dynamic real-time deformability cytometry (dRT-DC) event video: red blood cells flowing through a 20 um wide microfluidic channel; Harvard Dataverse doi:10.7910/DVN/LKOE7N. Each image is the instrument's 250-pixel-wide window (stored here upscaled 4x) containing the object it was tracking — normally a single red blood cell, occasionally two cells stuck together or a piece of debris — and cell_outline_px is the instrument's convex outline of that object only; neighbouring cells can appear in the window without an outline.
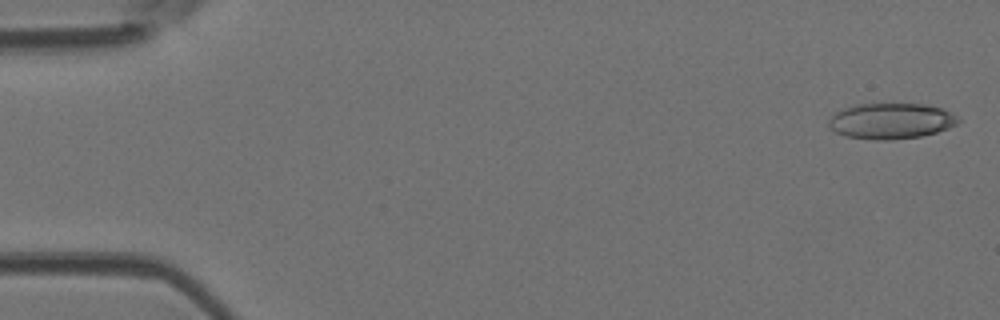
{"species": "Egyptian fruit bat (a non-hibernating species)", "species_latin": "Rousettus aegyptiacus", "temperature_condition": "room temperature", "stored_images_in_passage": 6, "camera_frame_rate_fps": 3000, "um_per_image_px": 0.085, "animal": {"sex": "female"}, "frame": {"image": 1, "passage_image": 1, "time_ms": 0.0, "image_size_px": [1000, 320], "cell_outline_px": [[960, 120], [956, 124], [948, 128], [936, 132], [920, 136], [892, 140], [872, 140], [844, 136], [836, 132], [828, 124], [828, 120], [836, 112], [852, 104], [924, 104], [940, 108], [952, 112]], "centroid_in_image_um": [75.72, 10.29], "position_along_channel_um": 9.3, "area_um2": 26.99}}
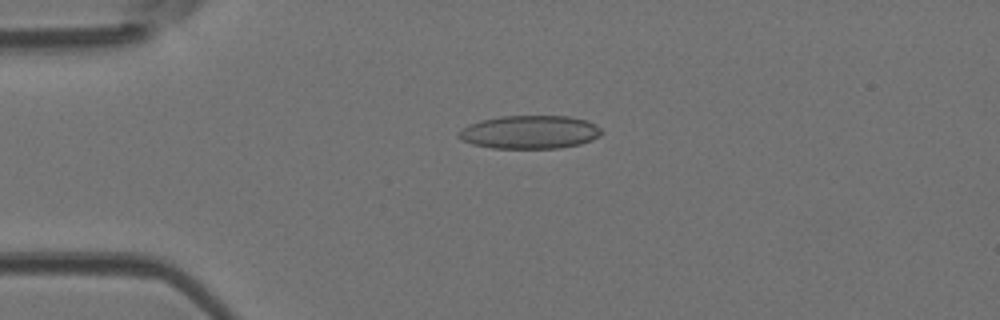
{"frame": {"image": 2, "passage_image": 4, "time_ms": 1.0, "image_size_px": [1000, 320], "cell_outline_px": [[604, 132], [600, 136], [592, 140], [580, 144], [560, 148], [492, 148], [472, 144], [460, 140], [456, 132], [468, 124], [480, 120], [500, 116], [568, 116], [588, 120], [596, 124]], "centroid_in_image_um": [45.03, 11.22], "position_along_channel_um": 40.0, "area_um2": 28.09}}
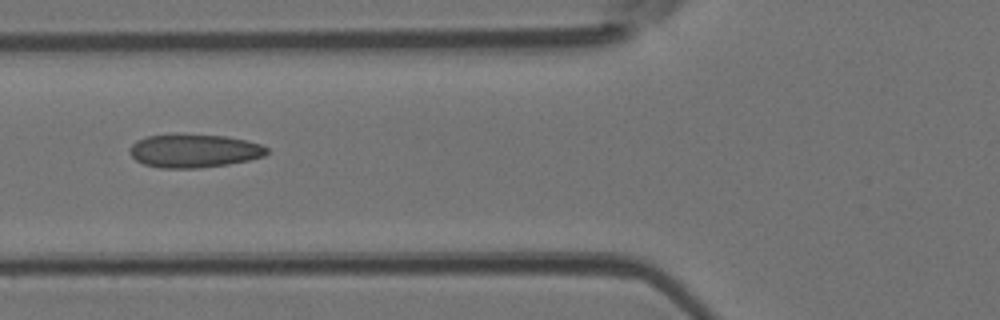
{"frame": {"image": 3, "passage_image": 6, "time_ms": 1.667, "image_size_px": [1000, 320], "cell_outline_px": [[268, 152], [264, 156], [248, 160], [228, 164], [200, 168], [160, 168], [144, 164], [136, 160], [128, 152], [132, 144], [136, 140], [144, 136], [176, 132], [224, 136], [244, 140], [260, 144], [268, 148]], "centroid_in_image_um": [16.43, 12.79], "position_along_channel_um": 109.4, "area_um2": 27.22}}